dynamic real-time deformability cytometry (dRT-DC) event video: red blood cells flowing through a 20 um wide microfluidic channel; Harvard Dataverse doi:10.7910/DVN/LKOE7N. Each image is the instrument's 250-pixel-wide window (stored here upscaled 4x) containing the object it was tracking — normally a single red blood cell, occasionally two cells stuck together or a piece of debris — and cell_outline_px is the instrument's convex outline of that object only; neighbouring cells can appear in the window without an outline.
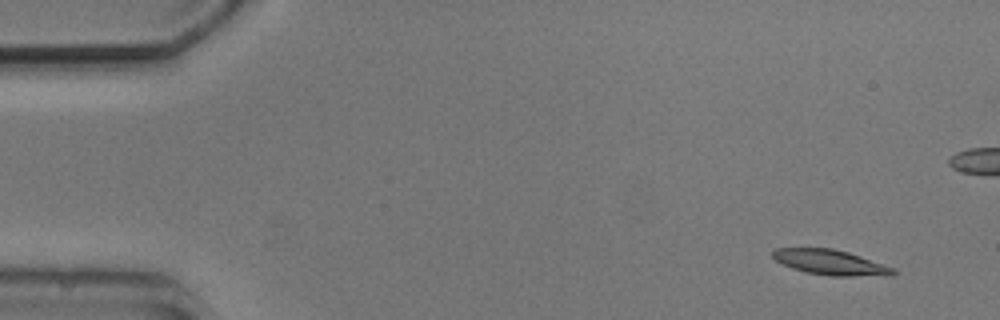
{"species": "common noctule bat (a hibernating species)", "species_latin": "Nyctalus noctula", "temperature_condition": "cold", "stored_images_in_passage": 6, "camera_frame_rate_fps": 3000, "um_per_image_px": 0.085, "animal": {"sex": "male", "body_mass_g": 20.5, "forearm_length_mm": 52.5}, "frame": {"image": 1, "passage_image": 2, "time_ms": 1.0, "image_size_px": [1000, 320], "cell_outline_px": [[900, 272], [892, 276], [828, 276], [804, 272], [792, 268], [776, 260], [772, 256], [772, 252], [776, 248], [832, 248], [848, 252], [860, 256], [892, 268]], "centroid_in_image_um": [70.61, 22.32], "position_along_channel_um": 14.4, "area_um2": 17.69}}